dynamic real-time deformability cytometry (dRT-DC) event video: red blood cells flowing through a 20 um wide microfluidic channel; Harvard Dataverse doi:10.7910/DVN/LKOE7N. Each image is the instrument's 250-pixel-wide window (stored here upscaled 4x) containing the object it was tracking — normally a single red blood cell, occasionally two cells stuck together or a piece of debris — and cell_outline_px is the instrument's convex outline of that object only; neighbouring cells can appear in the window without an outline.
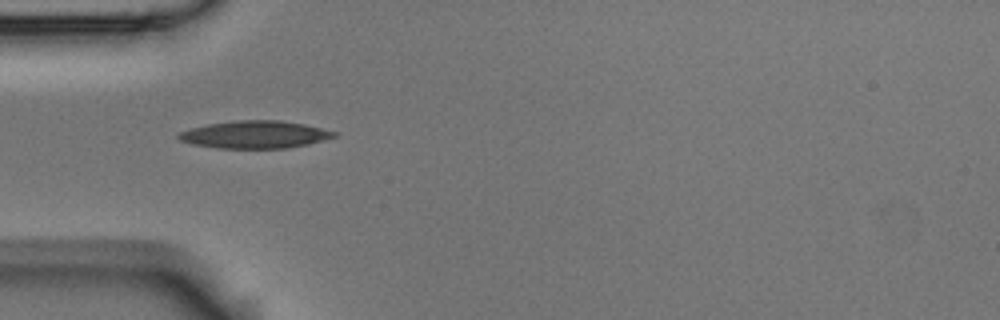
{"species": "Egyptian fruit bat (a non-hibernating species)", "species_latin": "Rousettus aegyptiacus", "temperature_condition": "room temperature", "stored_images_in_passage": 2, "camera_frame_rate_fps": 3000, "um_per_image_px": 0.085, "animal": {"sex": "male"}, "frame": {"image": 1, "passage_image": 1, "time_ms": 0.0, "image_size_px": [1000, 320], "cell_outline_px": [[340, 136], [308, 144], [288, 148], [216, 148], [192, 144], [180, 140], [176, 136], [180, 132], [192, 128], [208, 124], [236, 120], [280, 120], [304, 124], [340, 132]], "centroid_in_image_um": [21.73, 11.44], "position_along_channel_um": 63.3, "area_um2": 25.09}}
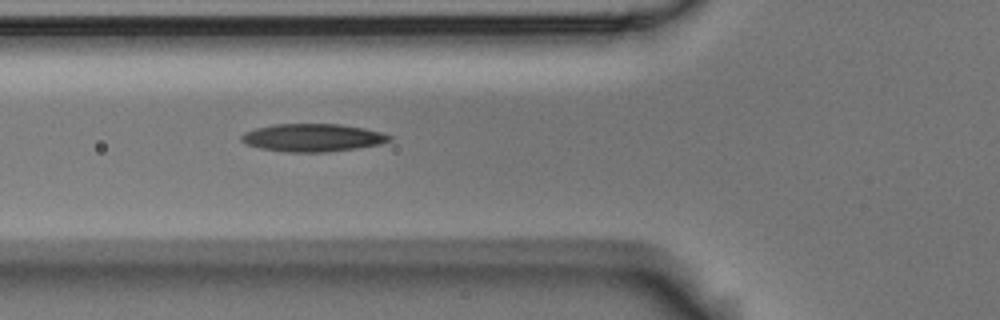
{"frame": {"image": 2, "passage_image": 2, "time_ms": 0.333, "image_size_px": [1000, 320], "cell_outline_px": [[392, 140], [380, 144], [356, 148], [324, 152], [284, 152], [260, 148], [244, 144], [240, 140], [240, 136], [244, 132], [256, 128], [276, 124], [340, 124], [364, 128], [380, 132], [392, 136]], "centroid_in_image_um": [26.54, 11.7], "position_along_channel_um": 99.3, "area_um2": 24.04}}